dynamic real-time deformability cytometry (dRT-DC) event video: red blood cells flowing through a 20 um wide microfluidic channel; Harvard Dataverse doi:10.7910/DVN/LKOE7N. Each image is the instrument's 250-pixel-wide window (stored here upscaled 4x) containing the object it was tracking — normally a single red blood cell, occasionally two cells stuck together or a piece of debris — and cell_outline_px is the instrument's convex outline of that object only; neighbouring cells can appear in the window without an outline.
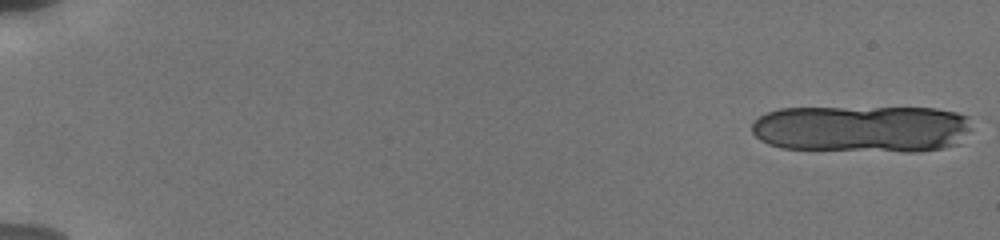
{"species": "human", "species_latin": "Homo sapiens", "temperature_condition": "cold", "stored_images_in_passage": 13, "camera_frame_rate_fps": 3000, "um_per_image_px": 0.085, "donor": {"sex": "male"}, "frame": {"image": 1, "passage_image": 1, "time_ms": 0.0, "image_size_px": [1000, 240], "cell_outline_px": [[972, 128], [960, 144], [944, 148], [920, 152], [904, 152], [784, 148], [768, 144], [760, 140], [752, 132], [752, 124], [760, 116], [768, 112], [780, 108], [936, 108], [956, 112], [968, 116]], "centroid_in_image_um": [73.34, 10.96], "position_along_channel_um": 11.7, "area_um2": 61.15}}